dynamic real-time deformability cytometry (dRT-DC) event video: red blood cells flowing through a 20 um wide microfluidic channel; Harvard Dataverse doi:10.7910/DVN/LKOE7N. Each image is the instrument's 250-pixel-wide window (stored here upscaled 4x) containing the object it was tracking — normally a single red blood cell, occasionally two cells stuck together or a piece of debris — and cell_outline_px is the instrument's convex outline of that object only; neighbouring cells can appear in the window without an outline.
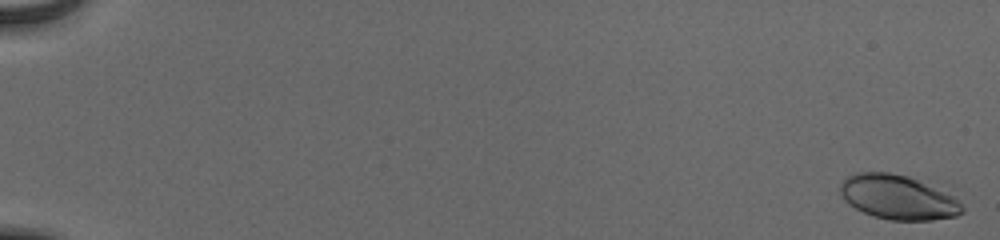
{"species": "human", "species_latin": "Homo sapiens", "temperature_condition": "cold", "stored_images_in_passage": 57, "camera_frame_rate_fps": 3000, "um_per_image_px": 0.085, "donor": {"sex": "male"}, "frame": {"image": 1, "passage_image": 2, "time_ms": 0.333, "image_size_px": [1000, 240], "cell_outline_px": [[964, 212], [956, 216], [932, 220], [888, 220], [872, 216], [848, 204], [840, 196], [840, 184], [844, 176], [856, 172], [888, 172], [908, 176], [952, 196], [960, 200], [964, 208]], "centroid_in_image_um": [76.27, 16.77], "position_along_channel_um": 8.7, "area_um2": 31.62}}
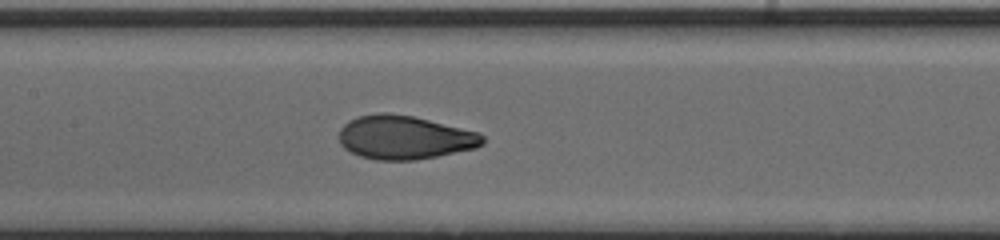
{"frame": {"image": 2, "passage_image": 31, "time_ms": 10.0, "image_size_px": [1000, 240], "cell_outline_px": [[484, 144], [476, 148], [416, 160], [376, 160], [360, 156], [344, 148], [340, 144], [340, 128], [348, 120], [360, 116], [380, 112], [384, 112], [412, 116], [480, 132], [484, 136]], "centroid_in_image_um": [34.4, 11.68], "position_along_channel_um": 173.0, "area_um2": 36.53}}
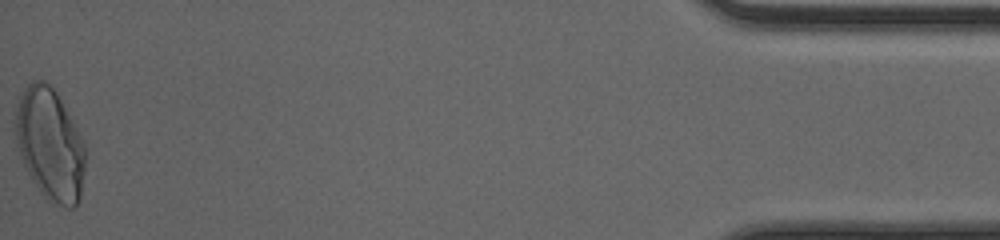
{"frame": {"image": 3, "passage_image": 57, "time_ms": 18.667, "image_size_px": [1000, 240], "cell_outline_px": [[84, 168], [80, 200], [72, 208], [68, 208], [44, 196], [40, 192], [24, 168], [20, 156], [16, 136], [16, 108], [20, 96], [24, 88], [32, 80], [44, 80], [56, 92], [72, 120], [84, 144]], "centroid_in_image_um": [4.23, 12.26], "position_along_channel_um": 431.0, "area_um2": 44.91}, "authors_computed_cell_mechanics": {"area_um2": 35.8938, "velocity_mm_per_s": 3.9066, "shape_relaxation_time_tau1_ms": 3.9115, "shape_relaxation_time_tau2_ms": 0.7344, "deformation_change_tau1": 0.1902, "deformation_change_tau2": 0.0529}}